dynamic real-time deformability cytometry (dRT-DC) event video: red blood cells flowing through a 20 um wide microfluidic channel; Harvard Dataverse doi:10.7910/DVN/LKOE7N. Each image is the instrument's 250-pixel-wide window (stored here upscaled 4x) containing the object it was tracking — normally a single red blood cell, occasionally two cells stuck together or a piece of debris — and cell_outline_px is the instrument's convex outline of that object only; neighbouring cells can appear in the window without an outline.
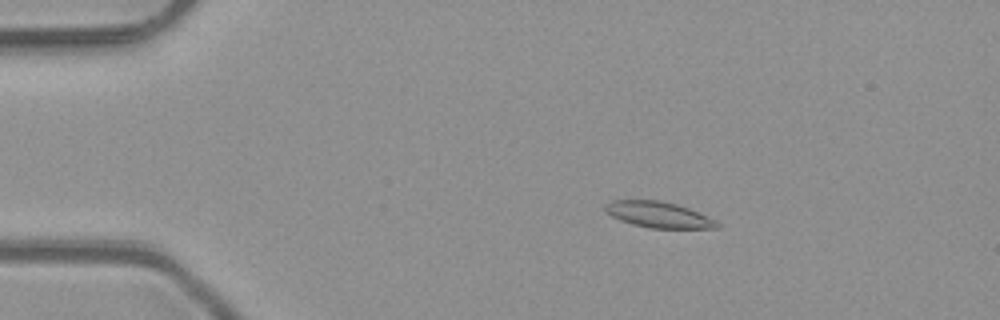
{"species": "common noctule bat (a hibernating species)", "species_latin": "Nyctalus noctula", "temperature_condition": "room temperature", "stored_images_in_passage": 46, "camera_frame_rate_fps": 3000, "um_per_image_px": 0.085, "animal": {"sex": "male", "body_mass_g": 23.1, "forearm_length_mm": 52.7}, "frame": {"image": 1, "passage_image": 5, "time_ms": 1.333, "image_size_px": [1000, 320], "cell_outline_px": [[720, 228], [648, 228], [632, 224], [620, 220], [604, 212], [604, 204], [612, 200], [660, 200], [676, 204], [688, 208], [716, 220], [720, 224]], "centroid_in_image_um": [55.94, 18.25], "position_along_channel_um": 29.1, "area_um2": 16.99}}
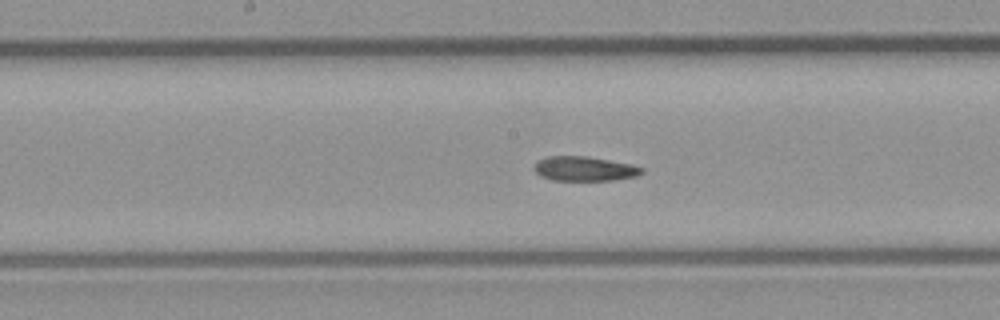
{"frame": {"image": 2, "passage_image": 22, "time_ms": 7.0, "image_size_px": [1000, 320], "cell_outline_px": [[644, 172], [636, 176], [612, 180], [552, 180], [540, 176], [532, 168], [540, 160], [548, 156], [588, 156], [632, 164], [644, 168]], "centroid_in_image_um": [49.7, 14.34], "position_along_channel_um": 198.5, "area_um2": 15.37}}
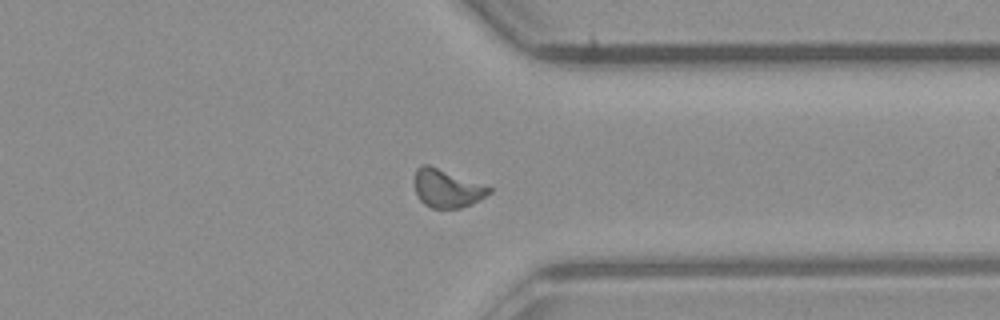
{"frame": {"image": 3, "passage_image": 35, "time_ms": 11.333, "image_size_px": [1000, 320], "cell_outline_px": [[492, 192], [480, 200], [472, 204], [460, 208], [432, 208], [424, 204], [420, 200], [416, 192], [412, 180], [416, 168], [420, 164], [428, 164], [492, 188]], "centroid_in_image_um": [37.94, 16.01], "position_along_channel_um": 373.5, "area_um2": 16.7}, "authors_computed_cell_mechanics": {"area_um2": 16.2996, "velocity_mm_per_s": 4.0928, "shape_relaxation_time_tau1_ms": null, "shape_relaxation_time_tau2_ms": 6.2775, "deformation_change_tau1": null, "deformation_change_tau2": 0.1292}}